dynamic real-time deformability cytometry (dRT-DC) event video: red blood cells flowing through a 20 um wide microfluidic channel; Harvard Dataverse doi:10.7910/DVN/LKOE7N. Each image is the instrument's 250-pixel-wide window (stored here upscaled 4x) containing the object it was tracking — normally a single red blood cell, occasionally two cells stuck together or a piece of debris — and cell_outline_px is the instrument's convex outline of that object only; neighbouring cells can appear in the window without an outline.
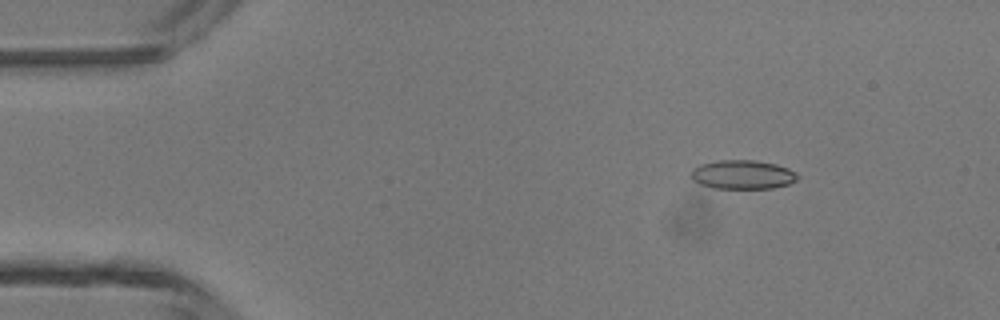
{"species": "common noctule bat (a hibernating species)", "species_latin": "Nyctalus noctula", "temperature_condition": "room temperature", "stored_images_in_passage": 6, "camera_frame_rate_fps": 3000, "um_per_image_px": 0.085, "animal": {"sex": "male", "body_mass_g": 13.3}, "frame": {"image": 1, "passage_image": 2, "time_ms": 1.0, "image_size_px": [1000, 320], "cell_outline_px": [[800, 176], [796, 180], [788, 184], [772, 188], [712, 188], [700, 184], [692, 180], [692, 168], [700, 164], [720, 160], [756, 160], [776, 164], [788, 168], [796, 172]], "centroid_in_image_um": [63.13, 14.83], "position_along_channel_um": 21.9, "area_um2": 18.03}}
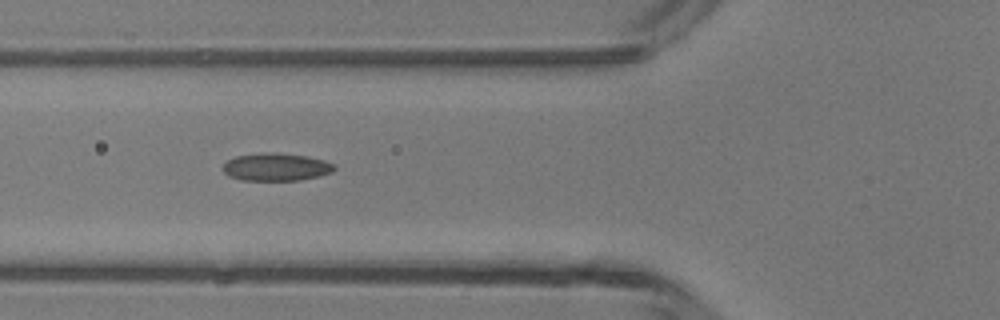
{"frame": {"image": 2, "passage_image": 5, "time_ms": 4.667, "image_size_px": [1000, 320], "cell_outline_px": [[336, 168], [332, 172], [320, 176], [300, 180], [240, 180], [228, 176], [224, 172], [224, 164], [228, 160], [236, 156], [260, 152], [276, 152], [308, 156], [332, 164]], "centroid_in_image_um": [23.45, 14.19], "position_along_channel_um": 102.4, "area_um2": 17.98}}
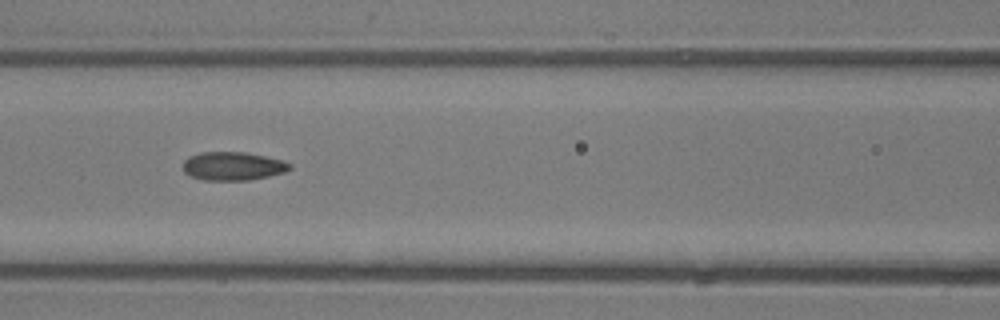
{"frame": {"image": 3, "passage_image": 6, "time_ms": 5.667, "image_size_px": [1000, 320], "cell_outline_px": [[292, 168], [284, 172], [268, 176], [248, 180], [204, 180], [192, 176], [184, 172], [184, 160], [188, 156], [200, 152], [248, 152], [284, 160], [292, 164]], "centroid_in_image_um": [19.82, 14.1], "position_along_channel_um": 146.8, "area_um2": 17.8}}